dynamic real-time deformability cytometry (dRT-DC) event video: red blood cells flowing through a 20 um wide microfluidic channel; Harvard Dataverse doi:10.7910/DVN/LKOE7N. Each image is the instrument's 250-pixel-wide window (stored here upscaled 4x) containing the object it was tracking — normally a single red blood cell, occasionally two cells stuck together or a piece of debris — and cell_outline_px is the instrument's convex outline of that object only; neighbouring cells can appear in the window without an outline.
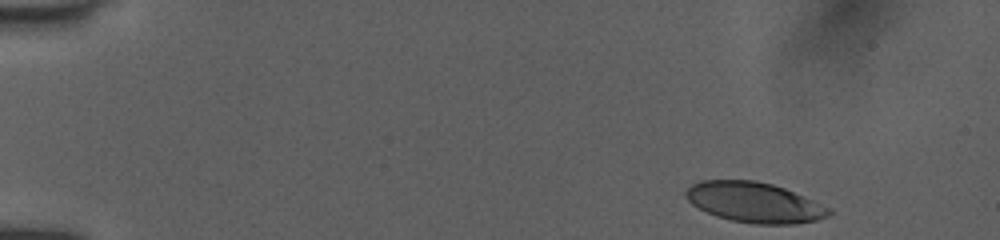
{"species": "human", "species_latin": "Homo sapiens", "temperature_condition": "room temperature", "stored_images_in_passage": 47, "camera_frame_rate_fps": 3000, "um_per_image_px": 0.085, "donor": {"sex": "female"}, "frame": {"image": 1, "passage_image": 1, "time_ms": 0.0, "image_size_px": [1000, 240], "cell_outline_px": [[832, 212], [828, 216], [816, 220], [796, 224], [756, 224], [732, 220], [716, 216], [692, 204], [684, 196], [684, 192], [692, 184], [700, 180], [756, 180], [772, 184], [784, 188], [804, 196], [832, 208]], "centroid_in_image_um": [64.14, 17.2], "position_along_channel_um": 20.9, "area_um2": 33.58}}
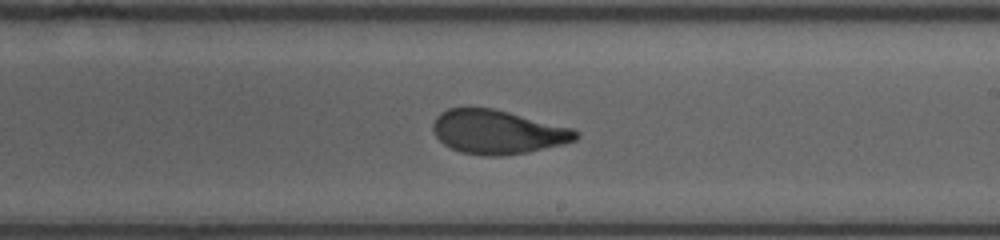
{"frame": {"image": 2, "passage_image": 27, "time_ms": 8.667, "image_size_px": [1000, 240], "cell_outline_px": [[580, 136], [576, 140], [528, 152], [500, 156], [484, 156], [460, 152], [444, 144], [436, 136], [432, 128], [432, 124], [436, 116], [440, 112], [448, 108], [468, 104], [492, 108], [572, 128], [580, 132]], "centroid_in_image_um": [42.23, 11.18], "position_along_channel_um": 246.8, "area_um2": 36.99}}
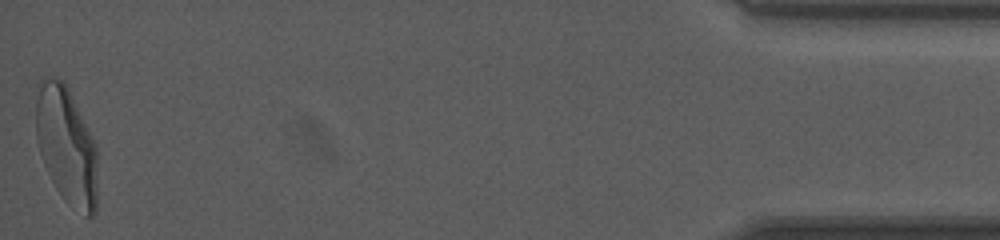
{"frame": {"image": 3, "passage_image": 47, "time_ms": 15.333, "image_size_px": [1000, 240], "cell_outline_px": [[96, 212], [92, 216], [88, 216], [72, 208], [64, 200], [56, 188], [44, 164], [36, 140], [36, 100], [40, 76], [64, 80], [96, 144]], "centroid_in_image_um": [5.63, 12.36], "position_along_channel_um": 429.6, "area_um2": 42.02}, "authors_computed_cell_mechanics": {"area_um2": 36.992, "velocity_mm_per_s": 3.9835, "shape_relaxation_time_tau1_ms": 5.7926, "shape_relaxation_time_tau2_ms": 1.0379, "deformation_change_tau1": 0.2104, "deformation_change_tau2": 0.0814}}